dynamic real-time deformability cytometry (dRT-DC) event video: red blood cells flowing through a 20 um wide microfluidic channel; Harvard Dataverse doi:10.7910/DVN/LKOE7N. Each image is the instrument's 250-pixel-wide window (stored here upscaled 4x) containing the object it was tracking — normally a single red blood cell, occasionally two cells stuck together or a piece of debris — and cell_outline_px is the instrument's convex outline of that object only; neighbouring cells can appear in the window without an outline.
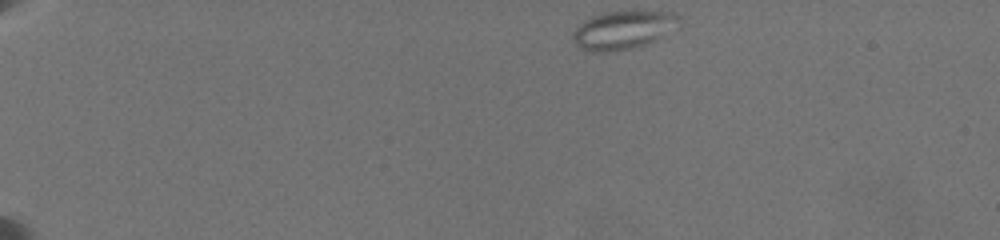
{"species": "common noctule bat (a hibernating species)", "species_latin": "Nyctalus noctula", "temperature_condition": "warm", "stored_images_in_passage": 44, "camera_frame_rate_fps": 3000, "um_per_image_px": 0.085, "animal": {"sex": "female", "body_mass_g": 19.5, "forearm_length_mm": 54.1}, "frame": {"image": 1, "passage_image": 1, "time_ms": 0.0, "image_size_px": [1000, 240], "cell_outline_px": [[680, 20], [652, 40], [644, 44], [628, 48], [600, 52], [592, 52], [580, 48], [572, 40], [572, 32], [584, 20], [592, 16], [604, 12], [672, 12], [680, 16]], "centroid_in_image_um": [52.83, 2.54], "position_along_channel_um": 32.2, "area_um2": 22.6}}
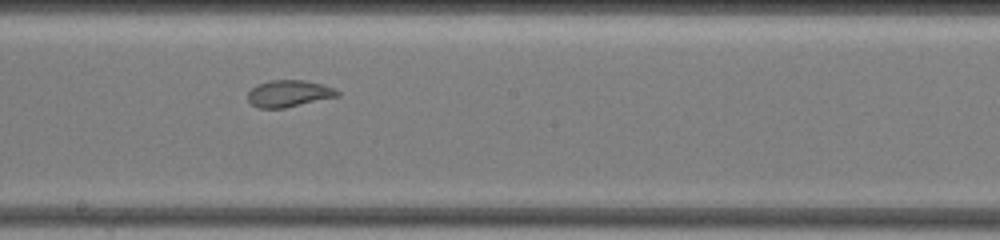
{"frame": {"image": 2, "passage_image": 18, "time_ms": 8.333, "image_size_px": [1000, 240], "cell_outline_px": [[340, 96], [284, 108], [260, 108], [252, 104], [248, 100], [248, 92], [256, 84], [272, 80], [304, 80], [324, 84], [340, 92]], "centroid_in_image_um": [24.56, 7.94], "position_along_channel_um": 223.6, "area_um2": 13.99}}
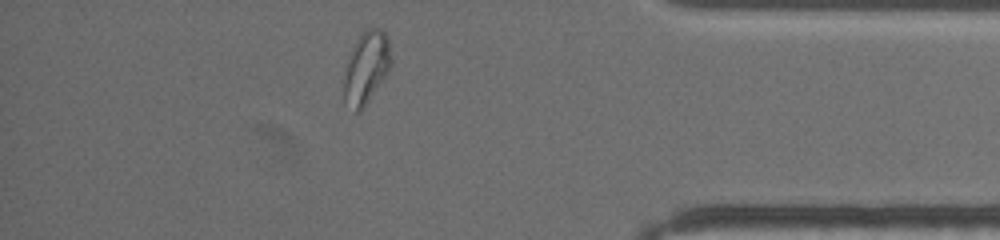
{"frame": {"image": 3, "passage_image": 38, "time_ms": 14.0, "image_size_px": [1000, 240], "cell_outline_px": [[392, 64], [388, 72], [360, 112], [356, 112], [344, 100], [344, 76], [352, 44], [368, 28], [376, 28], [384, 32], [388, 40], [392, 60]], "centroid_in_image_um": [31.14, 5.74], "position_along_channel_um": 404.1, "area_um2": 19.54}, "authors_computed_cell_mechanics": {"area_um2": 16.0684, "velocity_mm_per_s": 3.5758, "shape_relaxation_time_tau1_ms": null, "shape_relaxation_time_tau2_ms": 0.9886, "deformation_change_tau1": null, "deformation_change_tau2": 0.0621}}